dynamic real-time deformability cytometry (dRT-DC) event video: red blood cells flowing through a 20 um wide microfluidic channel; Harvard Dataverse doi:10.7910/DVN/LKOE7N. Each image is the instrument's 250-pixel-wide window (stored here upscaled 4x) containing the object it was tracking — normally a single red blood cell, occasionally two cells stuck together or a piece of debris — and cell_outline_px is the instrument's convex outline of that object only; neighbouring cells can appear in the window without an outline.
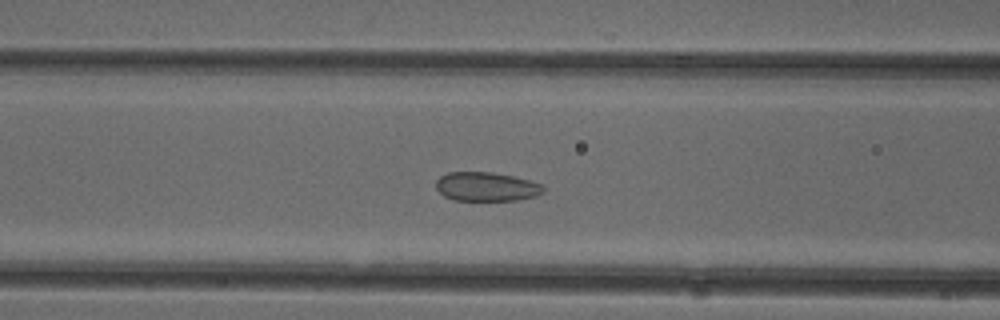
{"species": "common noctule bat (a hibernating species)", "species_latin": "Nyctalus noctula", "temperature_condition": "cold", "stored_images_in_passage": 40, "camera_frame_rate_fps": 3000, "um_per_image_px": 0.085, "animal": {"sex": "female"}, "frame": {"image": 1, "passage_image": 9, "time_ms": 2.667, "image_size_px": [1000, 320], "cell_outline_px": [[544, 192], [536, 196], [516, 200], [456, 200], [444, 196], [436, 188], [436, 180], [440, 176], [448, 172], [492, 172], [512, 176], [544, 184]], "centroid_in_image_um": [41.35, 15.86], "position_along_channel_um": 125.2, "area_um2": 18.15}}
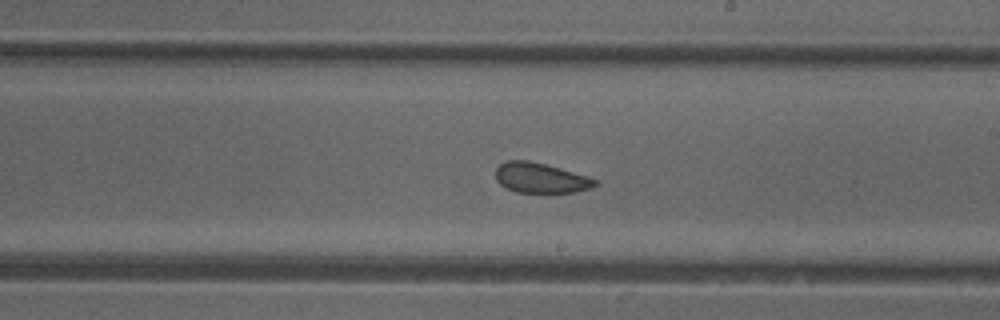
{"frame": {"image": 2, "passage_image": 18, "time_ms": 5.667, "image_size_px": [1000, 320], "cell_outline_px": [[600, 184], [592, 188], [576, 192], [516, 192], [500, 184], [496, 180], [496, 168], [500, 164], [508, 160], [528, 160], [544, 164], [588, 176], [596, 180]], "centroid_in_image_um": [45.97, 15.12], "position_along_channel_um": 243.0, "area_um2": 17.34}}
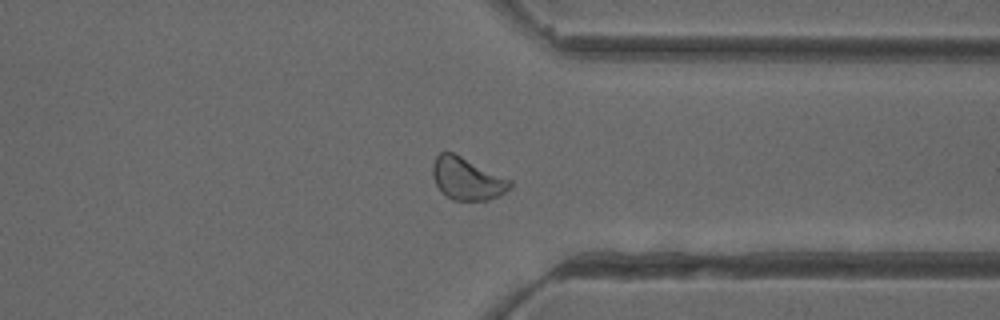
{"frame": {"image": 3, "passage_image": 28, "time_ms": 9.0, "image_size_px": [1000, 320], "cell_outline_px": [[512, 188], [488, 200], [452, 200], [436, 184], [432, 176], [432, 164], [436, 156], [440, 152], [452, 152], [512, 180]], "centroid_in_image_um": [39.7, 15.18], "position_along_channel_um": 371.7, "area_um2": 18.84}, "authors_computed_cell_mechanics": {"area_um2": 18.7272, "velocity_mm_per_s": 3.9225, "shape_relaxation_time_tau1_ms": 2.8975, "shape_relaxation_time_tau2_ms": 1.9134, "deformation_change_tau1": 0.0474, "deformation_change_tau2": 0.0606}}